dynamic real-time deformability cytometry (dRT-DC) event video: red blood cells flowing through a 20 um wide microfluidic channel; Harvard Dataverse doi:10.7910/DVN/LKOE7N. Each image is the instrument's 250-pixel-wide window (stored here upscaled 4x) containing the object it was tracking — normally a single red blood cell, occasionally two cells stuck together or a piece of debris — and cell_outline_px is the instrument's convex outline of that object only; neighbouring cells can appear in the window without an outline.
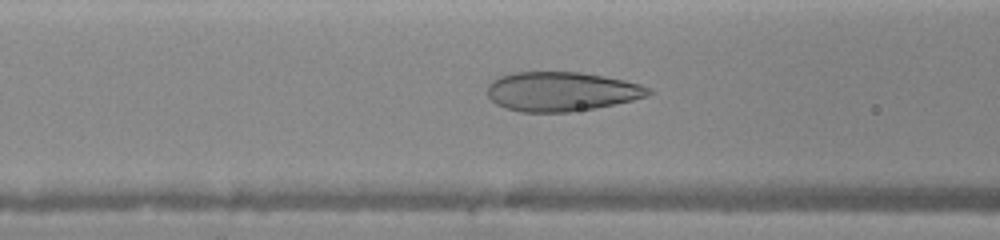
{"species": "human", "species_latin": "Homo sapiens", "temperature_condition": "warm", "stored_images_in_passage": 31, "camera_frame_rate_fps": 3000, "um_per_image_px": 0.085, "donor": {"sex": "female"}, "frame": {"image": 1, "passage_image": 4, "time_ms": 1.0, "image_size_px": [1000, 240], "cell_outline_px": [[656, 92], [648, 96], [632, 100], [596, 108], [572, 112], [520, 112], [504, 108], [496, 104], [488, 96], [488, 84], [492, 80], [500, 76], [512, 72], [580, 72], [604, 76], [624, 80], [640, 84], [652, 88]], "centroid_in_image_um": [47.74, 7.78], "position_along_channel_um": 118.9, "area_um2": 37.28}}
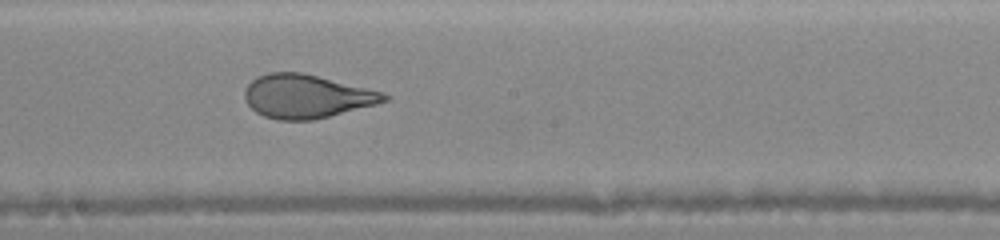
{"frame": {"image": 2, "passage_image": 14, "time_ms": 3.333, "image_size_px": [1000, 240], "cell_outline_px": [[392, 96], [388, 100], [376, 104], [312, 120], [276, 120], [264, 116], [256, 112], [244, 100], [244, 88], [256, 76], [268, 72], [300, 72], [384, 92]], "centroid_in_image_um": [26.02, 8.18], "position_along_channel_um": 222.2, "area_um2": 35.32}}
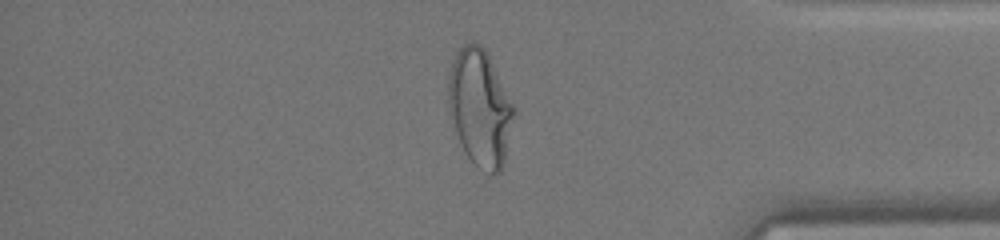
{"frame": {"image": 3, "passage_image": 30, "time_ms": 7.667, "image_size_px": [1000, 240], "cell_outline_px": [[516, 112], [504, 164], [500, 172], [496, 176], [492, 176], [472, 164], [464, 152], [460, 144], [448, 96], [448, 80], [452, 60], [456, 52], [464, 44], [472, 40], [480, 44], [488, 52], [516, 108]], "centroid_in_image_um": [40.85, 9.17], "position_along_channel_um": 394.4, "area_um2": 45.08}}